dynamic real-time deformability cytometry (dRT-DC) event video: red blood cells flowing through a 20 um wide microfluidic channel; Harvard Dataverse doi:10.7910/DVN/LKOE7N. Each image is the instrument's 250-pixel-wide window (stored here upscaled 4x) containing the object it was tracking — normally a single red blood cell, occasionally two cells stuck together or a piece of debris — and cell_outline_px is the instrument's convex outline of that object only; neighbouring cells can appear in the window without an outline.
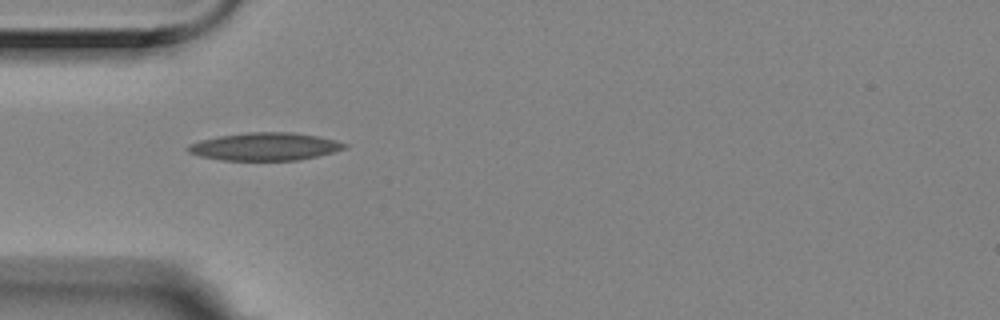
{"species": "Egyptian fruit bat (a non-hibernating species)", "species_latin": "Rousettus aegyptiacus", "temperature_condition": "room temperature", "stored_images_in_passage": 2, "camera_frame_rate_fps": 3000, "um_per_image_px": 0.085, "animal": {"sex": "female"}, "frame": {"image": 1, "passage_image": 1, "time_ms": 0.0, "image_size_px": [1000, 320], "cell_outline_px": [[348, 148], [300, 160], [220, 160], [200, 156], [188, 152], [184, 148], [188, 144], [200, 140], [220, 136], [248, 132], [292, 132], [316, 136], [336, 140], [348, 144]], "centroid_in_image_um": [22.5, 12.46], "position_along_channel_um": 62.5, "area_um2": 25.37}}
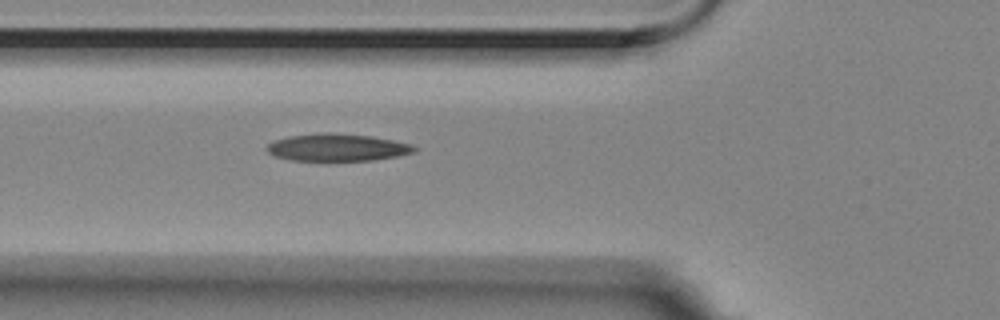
{"frame": {"image": 2, "passage_image": 2, "time_ms": 0.333, "image_size_px": [1000, 320], "cell_outline_px": [[420, 148], [416, 152], [396, 156], [372, 160], [288, 160], [272, 156], [268, 152], [268, 144], [276, 140], [288, 136], [320, 132], [328, 132], [372, 136], [412, 144]], "centroid_in_image_um": [28.69, 12.52], "position_along_channel_um": 97.1, "area_um2": 23.52}}